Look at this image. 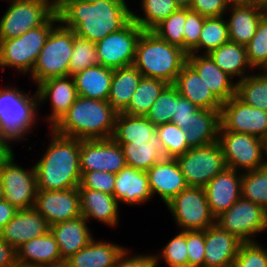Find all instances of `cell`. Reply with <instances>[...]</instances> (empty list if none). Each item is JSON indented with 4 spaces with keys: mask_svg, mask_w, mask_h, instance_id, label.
I'll return each mask as SVG.
<instances>
[{
    "mask_svg": "<svg viewBox=\"0 0 267 267\" xmlns=\"http://www.w3.org/2000/svg\"><path fill=\"white\" fill-rule=\"evenodd\" d=\"M130 9L126 0H80L71 3L58 17L75 35L97 43L132 19Z\"/></svg>",
    "mask_w": 267,
    "mask_h": 267,
    "instance_id": "1",
    "label": "cell"
},
{
    "mask_svg": "<svg viewBox=\"0 0 267 267\" xmlns=\"http://www.w3.org/2000/svg\"><path fill=\"white\" fill-rule=\"evenodd\" d=\"M50 143L34 165L37 190L77 188L81 180V140L59 135L49 129Z\"/></svg>",
    "mask_w": 267,
    "mask_h": 267,
    "instance_id": "2",
    "label": "cell"
},
{
    "mask_svg": "<svg viewBox=\"0 0 267 267\" xmlns=\"http://www.w3.org/2000/svg\"><path fill=\"white\" fill-rule=\"evenodd\" d=\"M117 113L108 101L79 96L51 128L55 133L80 140L112 138Z\"/></svg>",
    "mask_w": 267,
    "mask_h": 267,
    "instance_id": "3",
    "label": "cell"
},
{
    "mask_svg": "<svg viewBox=\"0 0 267 267\" xmlns=\"http://www.w3.org/2000/svg\"><path fill=\"white\" fill-rule=\"evenodd\" d=\"M186 62L187 53L181 47L161 39L152 30H143L137 41L133 63L143 77L174 84Z\"/></svg>",
    "mask_w": 267,
    "mask_h": 267,
    "instance_id": "4",
    "label": "cell"
},
{
    "mask_svg": "<svg viewBox=\"0 0 267 267\" xmlns=\"http://www.w3.org/2000/svg\"><path fill=\"white\" fill-rule=\"evenodd\" d=\"M38 94L21 91L16 86L0 89V133L13 138L16 142L27 141L37 124ZM27 134V135H26Z\"/></svg>",
    "mask_w": 267,
    "mask_h": 267,
    "instance_id": "5",
    "label": "cell"
},
{
    "mask_svg": "<svg viewBox=\"0 0 267 267\" xmlns=\"http://www.w3.org/2000/svg\"><path fill=\"white\" fill-rule=\"evenodd\" d=\"M59 23V17L53 15L44 25L19 37L0 40V69L12 67L23 75L31 73L50 32Z\"/></svg>",
    "mask_w": 267,
    "mask_h": 267,
    "instance_id": "6",
    "label": "cell"
},
{
    "mask_svg": "<svg viewBox=\"0 0 267 267\" xmlns=\"http://www.w3.org/2000/svg\"><path fill=\"white\" fill-rule=\"evenodd\" d=\"M75 33L59 23L46 40L31 73L32 82L39 84L55 77L69 76L70 58Z\"/></svg>",
    "mask_w": 267,
    "mask_h": 267,
    "instance_id": "7",
    "label": "cell"
},
{
    "mask_svg": "<svg viewBox=\"0 0 267 267\" xmlns=\"http://www.w3.org/2000/svg\"><path fill=\"white\" fill-rule=\"evenodd\" d=\"M179 230H206L216 223L203 187L187 186L165 204Z\"/></svg>",
    "mask_w": 267,
    "mask_h": 267,
    "instance_id": "8",
    "label": "cell"
},
{
    "mask_svg": "<svg viewBox=\"0 0 267 267\" xmlns=\"http://www.w3.org/2000/svg\"><path fill=\"white\" fill-rule=\"evenodd\" d=\"M187 186L205 187L216 175L227 168L219 142L202 147H191L175 158Z\"/></svg>",
    "mask_w": 267,
    "mask_h": 267,
    "instance_id": "9",
    "label": "cell"
},
{
    "mask_svg": "<svg viewBox=\"0 0 267 267\" xmlns=\"http://www.w3.org/2000/svg\"><path fill=\"white\" fill-rule=\"evenodd\" d=\"M216 224L243 243L256 242V235L267 230V210L241 196L216 218Z\"/></svg>",
    "mask_w": 267,
    "mask_h": 267,
    "instance_id": "10",
    "label": "cell"
},
{
    "mask_svg": "<svg viewBox=\"0 0 267 267\" xmlns=\"http://www.w3.org/2000/svg\"><path fill=\"white\" fill-rule=\"evenodd\" d=\"M218 142L223 150L227 168L246 172L267 165L264 160V140L258 137L246 133L219 131Z\"/></svg>",
    "mask_w": 267,
    "mask_h": 267,
    "instance_id": "11",
    "label": "cell"
},
{
    "mask_svg": "<svg viewBox=\"0 0 267 267\" xmlns=\"http://www.w3.org/2000/svg\"><path fill=\"white\" fill-rule=\"evenodd\" d=\"M0 19V40L16 38L44 25L54 14L45 0H10Z\"/></svg>",
    "mask_w": 267,
    "mask_h": 267,
    "instance_id": "12",
    "label": "cell"
},
{
    "mask_svg": "<svg viewBox=\"0 0 267 267\" xmlns=\"http://www.w3.org/2000/svg\"><path fill=\"white\" fill-rule=\"evenodd\" d=\"M142 32L143 29L131 19L122 29L95 43L99 64L113 70L133 65Z\"/></svg>",
    "mask_w": 267,
    "mask_h": 267,
    "instance_id": "13",
    "label": "cell"
},
{
    "mask_svg": "<svg viewBox=\"0 0 267 267\" xmlns=\"http://www.w3.org/2000/svg\"><path fill=\"white\" fill-rule=\"evenodd\" d=\"M14 157L13 155L0 171L4 200L18 210L34 208L37 195L34 166L24 169L14 162Z\"/></svg>",
    "mask_w": 267,
    "mask_h": 267,
    "instance_id": "14",
    "label": "cell"
},
{
    "mask_svg": "<svg viewBox=\"0 0 267 267\" xmlns=\"http://www.w3.org/2000/svg\"><path fill=\"white\" fill-rule=\"evenodd\" d=\"M219 131L246 133L264 140L267 137V112L241 101L236 95L223 102Z\"/></svg>",
    "mask_w": 267,
    "mask_h": 267,
    "instance_id": "15",
    "label": "cell"
},
{
    "mask_svg": "<svg viewBox=\"0 0 267 267\" xmlns=\"http://www.w3.org/2000/svg\"><path fill=\"white\" fill-rule=\"evenodd\" d=\"M126 166L120 144L112 138L81 140L80 169L86 171H105L116 174Z\"/></svg>",
    "mask_w": 267,
    "mask_h": 267,
    "instance_id": "16",
    "label": "cell"
},
{
    "mask_svg": "<svg viewBox=\"0 0 267 267\" xmlns=\"http://www.w3.org/2000/svg\"><path fill=\"white\" fill-rule=\"evenodd\" d=\"M34 209L46 219L49 226L78 218L82 216L78 187L67 190H37Z\"/></svg>",
    "mask_w": 267,
    "mask_h": 267,
    "instance_id": "17",
    "label": "cell"
},
{
    "mask_svg": "<svg viewBox=\"0 0 267 267\" xmlns=\"http://www.w3.org/2000/svg\"><path fill=\"white\" fill-rule=\"evenodd\" d=\"M39 105L46 103L49 99L51 113L48 114L46 122L51 129L69 110L78 97L75 82L72 76L49 78L37 85Z\"/></svg>",
    "mask_w": 267,
    "mask_h": 267,
    "instance_id": "18",
    "label": "cell"
},
{
    "mask_svg": "<svg viewBox=\"0 0 267 267\" xmlns=\"http://www.w3.org/2000/svg\"><path fill=\"white\" fill-rule=\"evenodd\" d=\"M242 172L231 168L216 175L204 187L207 202L215 218L226 212L242 195Z\"/></svg>",
    "mask_w": 267,
    "mask_h": 267,
    "instance_id": "19",
    "label": "cell"
},
{
    "mask_svg": "<svg viewBox=\"0 0 267 267\" xmlns=\"http://www.w3.org/2000/svg\"><path fill=\"white\" fill-rule=\"evenodd\" d=\"M50 231L46 219L34 208L17 210L14 217L3 227L0 237L16 250L25 242Z\"/></svg>",
    "mask_w": 267,
    "mask_h": 267,
    "instance_id": "20",
    "label": "cell"
},
{
    "mask_svg": "<svg viewBox=\"0 0 267 267\" xmlns=\"http://www.w3.org/2000/svg\"><path fill=\"white\" fill-rule=\"evenodd\" d=\"M146 173L152 196L159 195L165 204L187 187L175 158H163Z\"/></svg>",
    "mask_w": 267,
    "mask_h": 267,
    "instance_id": "21",
    "label": "cell"
},
{
    "mask_svg": "<svg viewBox=\"0 0 267 267\" xmlns=\"http://www.w3.org/2000/svg\"><path fill=\"white\" fill-rule=\"evenodd\" d=\"M243 242L216 223L205 230L204 267H232Z\"/></svg>",
    "mask_w": 267,
    "mask_h": 267,
    "instance_id": "22",
    "label": "cell"
},
{
    "mask_svg": "<svg viewBox=\"0 0 267 267\" xmlns=\"http://www.w3.org/2000/svg\"><path fill=\"white\" fill-rule=\"evenodd\" d=\"M228 10L225 15L230 12L226 20L229 41L246 46L256 34L258 24L263 18L260 4L249 0L245 3L229 5Z\"/></svg>",
    "mask_w": 267,
    "mask_h": 267,
    "instance_id": "23",
    "label": "cell"
},
{
    "mask_svg": "<svg viewBox=\"0 0 267 267\" xmlns=\"http://www.w3.org/2000/svg\"><path fill=\"white\" fill-rule=\"evenodd\" d=\"M187 62L197 71L202 81L222 103L236 95L237 83L223 72L208 54L189 53Z\"/></svg>",
    "mask_w": 267,
    "mask_h": 267,
    "instance_id": "24",
    "label": "cell"
},
{
    "mask_svg": "<svg viewBox=\"0 0 267 267\" xmlns=\"http://www.w3.org/2000/svg\"><path fill=\"white\" fill-rule=\"evenodd\" d=\"M115 175L113 195L119 203L137 206L153 198L146 172L125 166Z\"/></svg>",
    "mask_w": 267,
    "mask_h": 267,
    "instance_id": "25",
    "label": "cell"
},
{
    "mask_svg": "<svg viewBox=\"0 0 267 267\" xmlns=\"http://www.w3.org/2000/svg\"><path fill=\"white\" fill-rule=\"evenodd\" d=\"M81 215L87 220L95 219L104 225L116 227L119 221V202L101 191L78 188Z\"/></svg>",
    "mask_w": 267,
    "mask_h": 267,
    "instance_id": "26",
    "label": "cell"
},
{
    "mask_svg": "<svg viewBox=\"0 0 267 267\" xmlns=\"http://www.w3.org/2000/svg\"><path fill=\"white\" fill-rule=\"evenodd\" d=\"M83 217L59 222L50 226V231L58 243L61 258L67 260L70 256L86 247L94 238L88 227L89 223Z\"/></svg>",
    "mask_w": 267,
    "mask_h": 267,
    "instance_id": "27",
    "label": "cell"
},
{
    "mask_svg": "<svg viewBox=\"0 0 267 267\" xmlns=\"http://www.w3.org/2000/svg\"><path fill=\"white\" fill-rule=\"evenodd\" d=\"M180 95L199 109L221 110L222 102L206 86L197 71L186 62L173 84Z\"/></svg>",
    "mask_w": 267,
    "mask_h": 267,
    "instance_id": "28",
    "label": "cell"
},
{
    "mask_svg": "<svg viewBox=\"0 0 267 267\" xmlns=\"http://www.w3.org/2000/svg\"><path fill=\"white\" fill-rule=\"evenodd\" d=\"M126 247L93 238L89 244L70 256V267H114Z\"/></svg>",
    "mask_w": 267,
    "mask_h": 267,
    "instance_id": "29",
    "label": "cell"
},
{
    "mask_svg": "<svg viewBox=\"0 0 267 267\" xmlns=\"http://www.w3.org/2000/svg\"><path fill=\"white\" fill-rule=\"evenodd\" d=\"M72 77L79 96L108 101L113 69L97 64Z\"/></svg>",
    "mask_w": 267,
    "mask_h": 267,
    "instance_id": "30",
    "label": "cell"
},
{
    "mask_svg": "<svg viewBox=\"0 0 267 267\" xmlns=\"http://www.w3.org/2000/svg\"><path fill=\"white\" fill-rule=\"evenodd\" d=\"M220 110L197 109L191 114L186 141L190 147H202L218 141Z\"/></svg>",
    "mask_w": 267,
    "mask_h": 267,
    "instance_id": "31",
    "label": "cell"
},
{
    "mask_svg": "<svg viewBox=\"0 0 267 267\" xmlns=\"http://www.w3.org/2000/svg\"><path fill=\"white\" fill-rule=\"evenodd\" d=\"M63 260L55 237L48 231L45 235L33 238L17 249L19 264L39 267Z\"/></svg>",
    "mask_w": 267,
    "mask_h": 267,
    "instance_id": "32",
    "label": "cell"
},
{
    "mask_svg": "<svg viewBox=\"0 0 267 267\" xmlns=\"http://www.w3.org/2000/svg\"><path fill=\"white\" fill-rule=\"evenodd\" d=\"M142 77L134 65L113 70L108 103L117 114L125 112Z\"/></svg>",
    "mask_w": 267,
    "mask_h": 267,
    "instance_id": "33",
    "label": "cell"
},
{
    "mask_svg": "<svg viewBox=\"0 0 267 267\" xmlns=\"http://www.w3.org/2000/svg\"><path fill=\"white\" fill-rule=\"evenodd\" d=\"M208 55L223 72L233 79H239L236 82L250 75L248 72L254 69L249 63L246 46L235 42L228 41Z\"/></svg>",
    "mask_w": 267,
    "mask_h": 267,
    "instance_id": "34",
    "label": "cell"
},
{
    "mask_svg": "<svg viewBox=\"0 0 267 267\" xmlns=\"http://www.w3.org/2000/svg\"><path fill=\"white\" fill-rule=\"evenodd\" d=\"M122 147L126 166L147 172L153 165L165 158L161 139L154 135L146 143H118Z\"/></svg>",
    "mask_w": 267,
    "mask_h": 267,
    "instance_id": "35",
    "label": "cell"
},
{
    "mask_svg": "<svg viewBox=\"0 0 267 267\" xmlns=\"http://www.w3.org/2000/svg\"><path fill=\"white\" fill-rule=\"evenodd\" d=\"M156 135V127L144 116L117 114L112 139L116 143H146Z\"/></svg>",
    "mask_w": 267,
    "mask_h": 267,
    "instance_id": "36",
    "label": "cell"
},
{
    "mask_svg": "<svg viewBox=\"0 0 267 267\" xmlns=\"http://www.w3.org/2000/svg\"><path fill=\"white\" fill-rule=\"evenodd\" d=\"M168 85L161 79L142 77L124 113L131 116L145 117L152 104Z\"/></svg>",
    "mask_w": 267,
    "mask_h": 267,
    "instance_id": "37",
    "label": "cell"
},
{
    "mask_svg": "<svg viewBox=\"0 0 267 267\" xmlns=\"http://www.w3.org/2000/svg\"><path fill=\"white\" fill-rule=\"evenodd\" d=\"M260 73L237 81L236 96L245 104L267 112V73L264 70Z\"/></svg>",
    "mask_w": 267,
    "mask_h": 267,
    "instance_id": "38",
    "label": "cell"
},
{
    "mask_svg": "<svg viewBox=\"0 0 267 267\" xmlns=\"http://www.w3.org/2000/svg\"><path fill=\"white\" fill-rule=\"evenodd\" d=\"M140 9L143 16L132 10V20L143 30H153L179 7L173 0H141Z\"/></svg>",
    "mask_w": 267,
    "mask_h": 267,
    "instance_id": "39",
    "label": "cell"
},
{
    "mask_svg": "<svg viewBox=\"0 0 267 267\" xmlns=\"http://www.w3.org/2000/svg\"><path fill=\"white\" fill-rule=\"evenodd\" d=\"M224 16L205 18L198 46L191 53L209 54L212 50L229 41V32ZM202 49L204 51L199 53Z\"/></svg>",
    "mask_w": 267,
    "mask_h": 267,
    "instance_id": "40",
    "label": "cell"
},
{
    "mask_svg": "<svg viewBox=\"0 0 267 267\" xmlns=\"http://www.w3.org/2000/svg\"><path fill=\"white\" fill-rule=\"evenodd\" d=\"M241 195L267 210V165L242 173Z\"/></svg>",
    "mask_w": 267,
    "mask_h": 267,
    "instance_id": "41",
    "label": "cell"
},
{
    "mask_svg": "<svg viewBox=\"0 0 267 267\" xmlns=\"http://www.w3.org/2000/svg\"><path fill=\"white\" fill-rule=\"evenodd\" d=\"M156 135L163 143L165 158H176L191 148L186 133L177 124L169 122L156 126Z\"/></svg>",
    "mask_w": 267,
    "mask_h": 267,
    "instance_id": "42",
    "label": "cell"
},
{
    "mask_svg": "<svg viewBox=\"0 0 267 267\" xmlns=\"http://www.w3.org/2000/svg\"><path fill=\"white\" fill-rule=\"evenodd\" d=\"M99 64L96 44L88 39L75 35L73 52L70 58L69 76L86 68Z\"/></svg>",
    "mask_w": 267,
    "mask_h": 267,
    "instance_id": "43",
    "label": "cell"
},
{
    "mask_svg": "<svg viewBox=\"0 0 267 267\" xmlns=\"http://www.w3.org/2000/svg\"><path fill=\"white\" fill-rule=\"evenodd\" d=\"M176 109V87L169 84L145 116L155 127L171 122Z\"/></svg>",
    "mask_w": 267,
    "mask_h": 267,
    "instance_id": "44",
    "label": "cell"
},
{
    "mask_svg": "<svg viewBox=\"0 0 267 267\" xmlns=\"http://www.w3.org/2000/svg\"><path fill=\"white\" fill-rule=\"evenodd\" d=\"M157 254L155 255L156 266L161 264L160 260L162 259L167 267H188L186 231L179 230L177 235L169 240Z\"/></svg>",
    "mask_w": 267,
    "mask_h": 267,
    "instance_id": "45",
    "label": "cell"
},
{
    "mask_svg": "<svg viewBox=\"0 0 267 267\" xmlns=\"http://www.w3.org/2000/svg\"><path fill=\"white\" fill-rule=\"evenodd\" d=\"M186 20V8H179L152 31L161 39L184 50L183 30Z\"/></svg>",
    "mask_w": 267,
    "mask_h": 267,
    "instance_id": "46",
    "label": "cell"
},
{
    "mask_svg": "<svg viewBox=\"0 0 267 267\" xmlns=\"http://www.w3.org/2000/svg\"><path fill=\"white\" fill-rule=\"evenodd\" d=\"M249 63L254 69L264 70L267 67V20L262 18L256 34L246 45Z\"/></svg>",
    "mask_w": 267,
    "mask_h": 267,
    "instance_id": "47",
    "label": "cell"
},
{
    "mask_svg": "<svg viewBox=\"0 0 267 267\" xmlns=\"http://www.w3.org/2000/svg\"><path fill=\"white\" fill-rule=\"evenodd\" d=\"M232 267H267V249L257 241L242 243Z\"/></svg>",
    "mask_w": 267,
    "mask_h": 267,
    "instance_id": "48",
    "label": "cell"
},
{
    "mask_svg": "<svg viewBox=\"0 0 267 267\" xmlns=\"http://www.w3.org/2000/svg\"><path fill=\"white\" fill-rule=\"evenodd\" d=\"M206 16L186 8V20L183 30L184 51L191 53L199 43L200 34Z\"/></svg>",
    "mask_w": 267,
    "mask_h": 267,
    "instance_id": "49",
    "label": "cell"
},
{
    "mask_svg": "<svg viewBox=\"0 0 267 267\" xmlns=\"http://www.w3.org/2000/svg\"><path fill=\"white\" fill-rule=\"evenodd\" d=\"M116 175L105 171H86L81 173L78 188H87L113 195Z\"/></svg>",
    "mask_w": 267,
    "mask_h": 267,
    "instance_id": "50",
    "label": "cell"
},
{
    "mask_svg": "<svg viewBox=\"0 0 267 267\" xmlns=\"http://www.w3.org/2000/svg\"><path fill=\"white\" fill-rule=\"evenodd\" d=\"M188 267H204L205 230L186 231Z\"/></svg>",
    "mask_w": 267,
    "mask_h": 267,
    "instance_id": "51",
    "label": "cell"
},
{
    "mask_svg": "<svg viewBox=\"0 0 267 267\" xmlns=\"http://www.w3.org/2000/svg\"><path fill=\"white\" fill-rule=\"evenodd\" d=\"M198 107L191 101L180 95L176 88V109L171 123L177 124L185 133L189 130V122L191 114H193Z\"/></svg>",
    "mask_w": 267,
    "mask_h": 267,
    "instance_id": "52",
    "label": "cell"
},
{
    "mask_svg": "<svg viewBox=\"0 0 267 267\" xmlns=\"http://www.w3.org/2000/svg\"><path fill=\"white\" fill-rule=\"evenodd\" d=\"M229 5L224 0H192L190 10L206 17L225 15Z\"/></svg>",
    "mask_w": 267,
    "mask_h": 267,
    "instance_id": "53",
    "label": "cell"
},
{
    "mask_svg": "<svg viewBox=\"0 0 267 267\" xmlns=\"http://www.w3.org/2000/svg\"><path fill=\"white\" fill-rule=\"evenodd\" d=\"M130 254V249H126L114 267H157L155 254Z\"/></svg>",
    "mask_w": 267,
    "mask_h": 267,
    "instance_id": "54",
    "label": "cell"
},
{
    "mask_svg": "<svg viewBox=\"0 0 267 267\" xmlns=\"http://www.w3.org/2000/svg\"><path fill=\"white\" fill-rule=\"evenodd\" d=\"M17 263V250L0 237V267H12Z\"/></svg>",
    "mask_w": 267,
    "mask_h": 267,
    "instance_id": "55",
    "label": "cell"
},
{
    "mask_svg": "<svg viewBox=\"0 0 267 267\" xmlns=\"http://www.w3.org/2000/svg\"><path fill=\"white\" fill-rule=\"evenodd\" d=\"M16 142L13 138L0 133V171L14 155L10 143Z\"/></svg>",
    "mask_w": 267,
    "mask_h": 267,
    "instance_id": "56",
    "label": "cell"
},
{
    "mask_svg": "<svg viewBox=\"0 0 267 267\" xmlns=\"http://www.w3.org/2000/svg\"><path fill=\"white\" fill-rule=\"evenodd\" d=\"M17 210L18 209L4 199L0 202V232L2 231L3 227L14 217Z\"/></svg>",
    "mask_w": 267,
    "mask_h": 267,
    "instance_id": "57",
    "label": "cell"
},
{
    "mask_svg": "<svg viewBox=\"0 0 267 267\" xmlns=\"http://www.w3.org/2000/svg\"><path fill=\"white\" fill-rule=\"evenodd\" d=\"M53 12L54 15H59L66 7L71 3L78 2L80 0H45Z\"/></svg>",
    "mask_w": 267,
    "mask_h": 267,
    "instance_id": "58",
    "label": "cell"
},
{
    "mask_svg": "<svg viewBox=\"0 0 267 267\" xmlns=\"http://www.w3.org/2000/svg\"><path fill=\"white\" fill-rule=\"evenodd\" d=\"M39 267H70V265L67 260L63 259L61 261L45 264Z\"/></svg>",
    "mask_w": 267,
    "mask_h": 267,
    "instance_id": "59",
    "label": "cell"
},
{
    "mask_svg": "<svg viewBox=\"0 0 267 267\" xmlns=\"http://www.w3.org/2000/svg\"><path fill=\"white\" fill-rule=\"evenodd\" d=\"M179 8H190L192 0H173Z\"/></svg>",
    "mask_w": 267,
    "mask_h": 267,
    "instance_id": "60",
    "label": "cell"
},
{
    "mask_svg": "<svg viewBox=\"0 0 267 267\" xmlns=\"http://www.w3.org/2000/svg\"><path fill=\"white\" fill-rule=\"evenodd\" d=\"M259 4L261 7L262 16L267 20V0H261Z\"/></svg>",
    "mask_w": 267,
    "mask_h": 267,
    "instance_id": "61",
    "label": "cell"
},
{
    "mask_svg": "<svg viewBox=\"0 0 267 267\" xmlns=\"http://www.w3.org/2000/svg\"><path fill=\"white\" fill-rule=\"evenodd\" d=\"M224 1H226L228 5H235V4L245 3L249 0H224Z\"/></svg>",
    "mask_w": 267,
    "mask_h": 267,
    "instance_id": "62",
    "label": "cell"
},
{
    "mask_svg": "<svg viewBox=\"0 0 267 267\" xmlns=\"http://www.w3.org/2000/svg\"><path fill=\"white\" fill-rule=\"evenodd\" d=\"M264 149H265V157L267 156V137L264 139ZM267 164V159H265Z\"/></svg>",
    "mask_w": 267,
    "mask_h": 267,
    "instance_id": "63",
    "label": "cell"
},
{
    "mask_svg": "<svg viewBox=\"0 0 267 267\" xmlns=\"http://www.w3.org/2000/svg\"><path fill=\"white\" fill-rule=\"evenodd\" d=\"M4 199L3 197V189H2V185H1V182H0V202Z\"/></svg>",
    "mask_w": 267,
    "mask_h": 267,
    "instance_id": "64",
    "label": "cell"
},
{
    "mask_svg": "<svg viewBox=\"0 0 267 267\" xmlns=\"http://www.w3.org/2000/svg\"><path fill=\"white\" fill-rule=\"evenodd\" d=\"M12 267H34V266H31V265H23V264L17 263L16 265H14Z\"/></svg>",
    "mask_w": 267,
    "mask_h": 267,
    "instance_id": "65",
    "label": "cell"
}]
</instances>
